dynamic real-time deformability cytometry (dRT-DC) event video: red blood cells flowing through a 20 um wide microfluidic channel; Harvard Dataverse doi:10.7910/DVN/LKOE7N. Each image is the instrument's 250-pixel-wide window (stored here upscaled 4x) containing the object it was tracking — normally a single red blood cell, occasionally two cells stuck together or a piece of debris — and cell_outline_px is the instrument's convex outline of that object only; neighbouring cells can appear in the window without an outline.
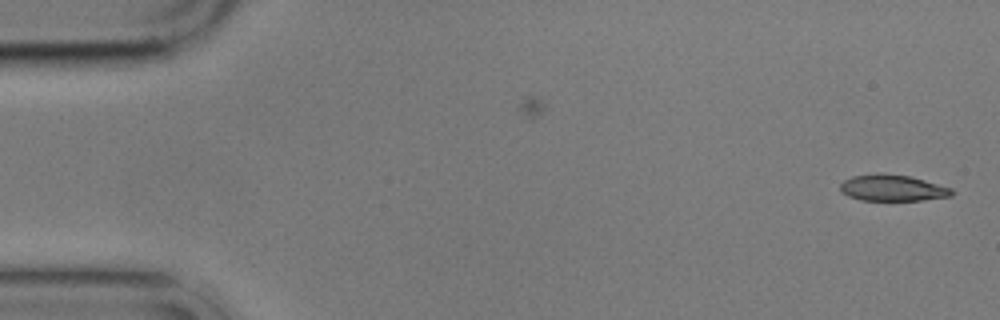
{"species": "common noctule bat (a hibernating species)", "species_latin": "Nyctalus noctula", "temperature_condition": "cold", "stored_images_in_passage": 2, "camera_frame_rate_fps": 3000, "um_per_image_px": 0.085, "animal": {"sex": "male", "body_mass_g": 17.9}, "frame": {"image": 1, "passage_image": 2, "time_ms": 1.667, "image_size_px": [1000, 320], "cell_outline_px": [[956, 192], [952, 196], [920, 200], [860, 200], [848, 196], [840, 192], [840, 184], [844, 180], [852, 176], [876, 172], [880, 172], [908, 176], [924, 180], [952, 188]], "centroid_in_image_um": [75.84, 15.96], "position_along_channel_um": 9.2, "area_um2": 17.28}}